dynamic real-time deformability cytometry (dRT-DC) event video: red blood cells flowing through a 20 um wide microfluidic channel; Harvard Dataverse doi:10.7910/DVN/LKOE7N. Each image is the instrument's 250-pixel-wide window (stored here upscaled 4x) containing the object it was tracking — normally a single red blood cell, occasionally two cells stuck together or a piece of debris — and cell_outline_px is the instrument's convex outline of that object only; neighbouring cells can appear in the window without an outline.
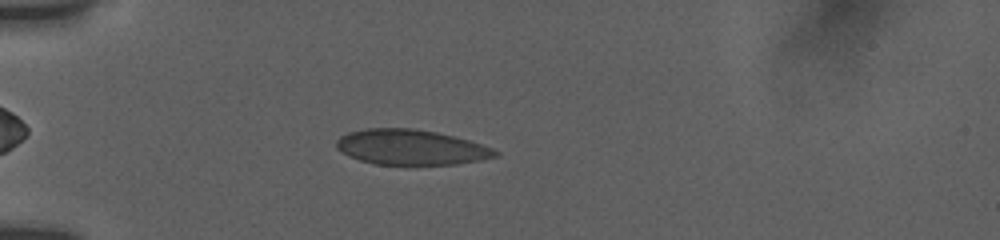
{"species": "human", "species_latin": "Homo sapiens", "temperature_condition": "room temperature", "stored_images_in_passage": 45, "camera_frame_rate_fps": 3000, "um_per_image_px": 0.085, "donor": {"sex": "female"}, "frame": {"image": 1, "passage_image": 11, "time_ms": 3.333, "image_size_px": [1000, 240], "cell_outline_px": [[500, 156], [480, 160], [456, 164], [376, 164], [360, 160], [348, 156], [336, 148], [336, 140], [340, 136], [348, 132], [364, 128], [412, 128], [436, 132], [468, 140], [492, 148], [500, 152]], "centroid_in_image_um": [34.91, 12.51], "position_along_channel_um": 50.1, "area_um2": 32.54}}
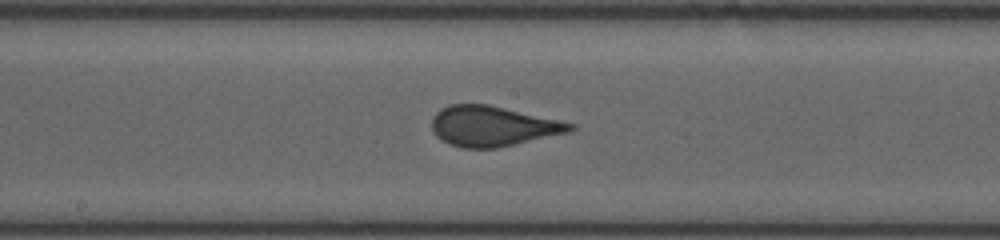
{"frame": {"image": 2, "passage_image": 25, "time_ms": 8.0, "image_size_px": [1000, 240], "cell_outline_px": [[576, 128], [568, 132], [496, 148], [460, 148], [436, 136], [432, 128], [432, 116], [440, 108], [448, 104], [488, 104], [576, 124]], "centroid_in_image_um": [41.85, 10.71], "position_along_channel_um": 206.4, "area_um2": 32.14}}
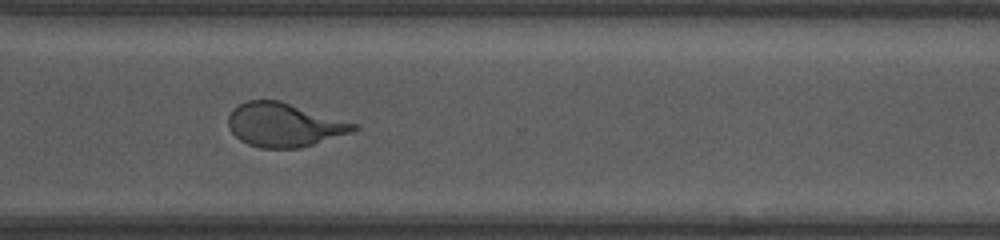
{"frame": {"image": 3, "passage_image": 36, "time_ms": 11.667, "image_size_px": [1000, 240], "cell_outline_px": [[360, 128], [352, 132], [312, 144], [296, 148], [260, 148], [248, 144], [240, 140], [228, 128], [228, 116], [232, 108], [248, 100], [280, 100], [360, 124]], "centroid_in_image_um": [24.16, 10.6], "position_along_channel_um": 346.4, "area_um2": 32.14}, "authors_computed_cell_mechanics": {"area_um2": 32.2524, "velocity_mm_per_s": 3.8365, "shape_relaxation_time_tau1_ms": 6.052, "shape_relaxation_time_tau2_ms": null, "deformation_change_tau1": 0.1744, "deformation_change_tau2": null}}